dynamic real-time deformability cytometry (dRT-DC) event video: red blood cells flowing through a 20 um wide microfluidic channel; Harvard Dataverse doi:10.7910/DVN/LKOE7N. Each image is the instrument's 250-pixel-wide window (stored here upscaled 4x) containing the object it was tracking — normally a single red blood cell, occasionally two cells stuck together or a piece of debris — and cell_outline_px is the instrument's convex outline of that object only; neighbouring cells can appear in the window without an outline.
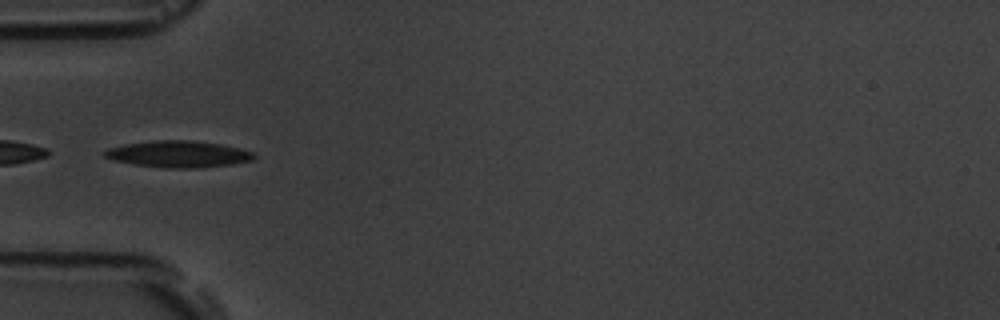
{"species": "common noctule bat (a hibernating species)", "species_latin": "Nyctalus noctula", "temperature_condition": "room temperature", "stored_images_in_passage": 7, "camera_frame_rate_fps": 3000, "um_per_image_px": 0.085, "animal": {"sex": "male", "body_mass_g": 19.5, "forearm_length_mm": 54.6}, "frame": {"image": 1, "passage_image": 5, "time_ms": 4.667, "image_size_px": [1000, 320], "cell_outline_px": [[256, 156], [252, 160], [232, 164], [196, 168], [164, 168], [136, 164], [112, 160], [104, 156], [104, 152], [108, 148], [124, 144], [156, 140], [192, 140], [220, 144], [240, 148], [252, 152]], "centroid_in_image_um": [15.16, 13.09], "position_along_channel_um": 69.8, "area_um2": 23.06}}
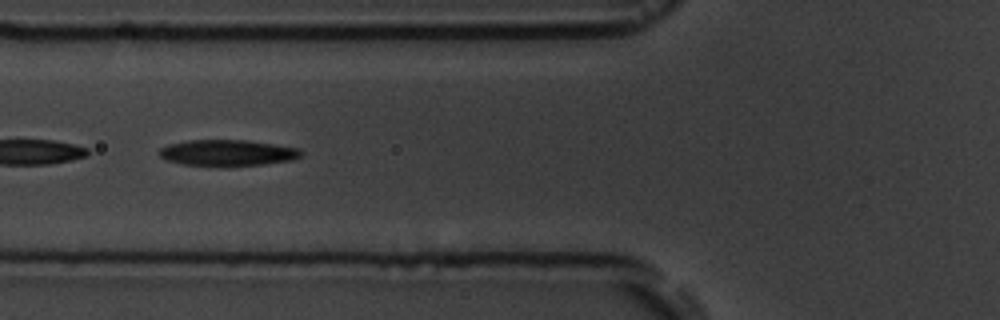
{"frame": {"image": 2, "passage_image": 6, "time_ms": 5.667, "image_size_px": [1000, 320], "cell_outline_px": [[304, 152], [300, 156], [292, 160], [264, 164], [224, 168], [184, 164], [164, 160], [156, 152], [160, 148], [168, 144], [188, 140], [248, 140], [276, 144], [300, 148]], "centroid_in_image_um": [19.32, 13.01], "position_along_channel_um": 106.5, "area_um2": 22.37}}